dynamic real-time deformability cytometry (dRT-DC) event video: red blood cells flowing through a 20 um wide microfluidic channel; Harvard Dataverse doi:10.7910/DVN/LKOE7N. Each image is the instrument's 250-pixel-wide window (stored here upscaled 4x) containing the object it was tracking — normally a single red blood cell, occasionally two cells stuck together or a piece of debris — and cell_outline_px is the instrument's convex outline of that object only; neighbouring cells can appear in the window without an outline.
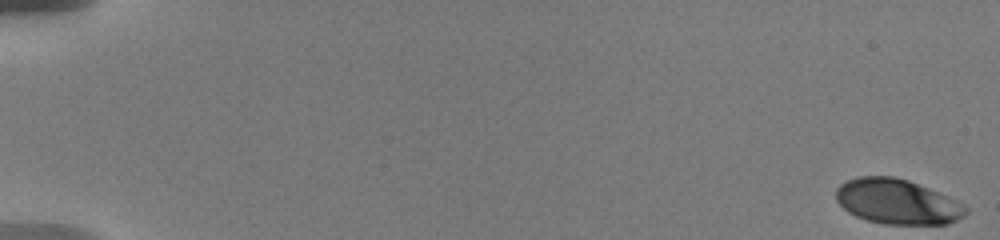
{"species": "human", "species_latin": "Homo sapiens", "temperature_condition": "warm", "stored_images_in_passage": 2, "camera_frame_rate_fps": 3000, "um_per_image_px": 0.085, "donor": {"sex": "male"}, "frame": {"image": 1, "passage_image": 1, "time_ms": 0.0, "image_size_px": [1000, 240], "cell_outline_px": [[968, 212], [964, 216], [948, 224], [884, 224], [868, 220], [856, 216], [848, 212], [836, 200], [836, 188], [840, 184], [856, 176], [892, 176], [908, 180], [948, 196], [964, 204], [968, 208]], "centroid_in_image_um": [76.27, 17.14], "position_along_channel_um": 8.7, "area_um2": 34.04}}